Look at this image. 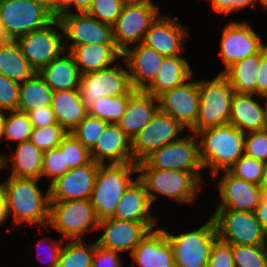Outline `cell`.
<instances>
[{
  "mask_svg": "<svg viewBox=\"0 0 267 267\" xmlns=\"http://www.w3.org/2000/svg\"><path fill=\"white\" fill-rule=\"evenodd\" d=\"M37 179L9 176L2 184L8 216L11 214L16 225L23 222L48 226L50 199L49 190L43 194L37 186Z\"/></svg>",
  "mask_w": 267,
  "mask_h": 267,
  "instance_id": "6da1fadb",
  "label": "cell"
},
{
  "mask_svg": "<svg viewBox=\"0 0 267 267\" xmlns=\"http://www.w3.org/2000/svg\"><path fill=\"white\" fill-rule=\"evenodd\" d=\"M194 135L201 137L200 159L203 167H210L213 176L229 170L245 153V133L233 124L205 128Z\"/></svg>",
  "mask_w": 267,
  "mask_h": 267,
  "instance_id": "7a4b0ae2",
  "label": "cell"
},
{
  "mask_svg": "<svg viewBox=\"0 0 267 267\" xmlns=\"http://www.w3.org/2000/svg\"><path fill=\"white\" fill-rule=\"evenodd\" d=\"M135 172H138L136 163L100 164L90 196L99 221L114 216L118 202L134 181L130 175Z\"/></svg>",
  "mask_w": 267,
  "mask_h": 267,
  "instance_id": "3957f363",
  "label": "cell"
},
{
  "mask_svg": "<svg viewBox=\"0 0 267 267\" xmlns=\"http://www.w3.org/2000/svg\"><path fill=\"white\" fill-rule=\"evenodd\" d=\"M137 165L138 172H143L138 177L145 184L151 203L156 199L154 193L178 202L193 203L197 191L201 190L203 180L200 173L153 169L145 161Z\"/></svg>",
  "mask_w": 267,
  "mask_h": 267,
  "instance_id": "277c9868",
  "label": "cell"
},
{
  "mask_svg": "<svg viewBox=\"0 0 267 267\" xmlns=\"http://www.w3.org/2000/svg\"><path fill=\"white\" fill-rule=\"evenodd\" d=\"M198 88L200 103L192 133L229 123L234 90L227 78L219 73L211 81H198Z\"/></svg>",
  "mask_w": 267,
  "mask_h": 267,
  "instance_id": "5b68a950",
  "label": "cell"
},
{
  "mask_svg": "<svg viewBox=\"0 0 267 267\" xmlns=\"http://www.w3.org/2000/svg\"><path fill=\"white\" fill-rule=\"evenodd\" d=\"M98 224L90 199L50 201L48 225L61 232L66 240H82L81 234L98 229Z\"/></svg>",
  "mask_w": 267,
  "mask_h": 267,
  "instance_id": "8992f818",
  "label": "cell"
},
{
  "mask_svg": "<svg viewBox=\"0 0 267 267\" xmlns=\"http://www.w3.org/2000/svg\"><path fill=\"white\" fill-rule=\"evenodd\" d=\"M55 18L37 0H0V19L12 40L47 26Z\"/></svg>",
  "mask_w": 267,
  "mask_h": 267,
  "instance_id": "52a82bcc",
  "label": "cell"
},
{
  "mask_svg": "<svg viewBox=\"0 0 267 267\" xmlns=\"http://www.w3.org/2000/svg\"><path fill=\"white\" fill-rule=\"evenodd\" d=\"M165 232L173 249L175 267H207L213 242L217 238L212 217L197 230L180 235Z\"/></svg>",
  "mask_w": 267,
  "mask_h": 267,
  "instance_id": "ba28073f",
  "label": "cell"
},
{
  "mask_svg": "<svg viewBox=\"0 0 267 267\" xmlns=\"http://www.w3.org/2000/svg\"><path fill=\"white\" fill-rule=\"evenodd\" d=\"M158 6L151 0L128 1L112 25L113 40L124 52L128 44L142 43L151 23L158 17Z\"/></svg>",
  "mask_w": 267,
  "mask_h": 267,
  "instance_id": "9c48e42d",
  "label": "cell"
},
{
  "mask_svg": "<svg viewBox=\"0 0 267 267\" xmlns=\"http://www.w3.org/2000/svg\"><path fill=\"white\" fill-rule=\"evenodd\" d=\"M78 90L87 110L102 97L133 95L136 92L131 86L129 71L119 65L81 74Z\"/></svg>",
  "mask_w": 267,
  "mask_h": 267,
  "instance_id": "30bf717a",
  "label": "cell"
},
{
  "mask_svg": "<svg viewBox=\"0 0 267 267\" xmlns=\"http://www.w3.org/2000/svg\"><path fill=\"white\" fill-rule=\"evenodd\" d=\"M211 217L220 240L231 245H267V235L254 212L216 210Z\"/></svg>",
  "mask_w": 267,
  "mask_h": 267,
  "instance_id": "8fae6325",
  "label": "cell"
},
{
  "mask_svg": "<svg viewBox=\"0 0 267 267\" xmlns=\"http://www.w3.org/2000/svg\"><path fill=\"white\" fill-rule=\"evenodd\" d=\"M52 26H59L57 17L47 26L16 39L23 55L35 72H39L53 59L66 52L65 48L69 42L66 40L64 44V37L53 29Z\"/></svg>",
  "mask_w": 267,
  "mask_h": 267,
  "instance_id": "7c38bea8",
  "label": "cell"
},
{
  "mask_svg": "<svg viewBox=\"0 0 267 267\" xmlns=\"http://www.w3.org/2000/svg\"><path fill=\"white\" fill-rule=\"evenodd\" d=\"M185 128L170 115L158 111L152 120L131 140L132 160L138 164L155 150L181 137Z\"/></svg>",
  "mask_w": 267,
  "mask_h": 267,
  "instance_id": "4fadbf2b",
  "label": "cell"
},
{
  "mask_svg": "<svg viewBox=\"0 0 267 267\" xmlns=\"http://www.w3.org/2000/svg\"><path fill=\"white\" fill-rule=\"evenodd\" d=\"M151 168L200 173L203 169L199 143L195 137L187 135L155 150L144 160Z\"/></svg>",
  "mask_w": 267,
  "mask_h": 267,
  "instance_id": "5bb4252c",
  "label": "cell"
},
{
  "mask_svg": "<svg viewBox=\"0 0 267 267\" xmlns=\"http://www.w3.org/2000/svg\"><path fill=\"white\" fill-rule=\"evenodd\" d=\"M59 28L71 40L67 51L77 45L84 44H115L112 25L99 21L87 12L61 13L58 17Z\"/></svg>",
  "mask_w": 267,
  "mask_h": 267,
  "instance_id": "9a60e30c",
  "label": "cell"
},
{
  "mask_svg": "<svg viewBox=\"0 0 267 267\" xmlns=\"http://www.w3.org/2000/svg\"><path fill=\"white\" fill-rule=\"evenodd\" d=\"M265 46L250 24L229 22L222 31L220 56L225 69L220 74H223L234 63L260 52Z\"/></svg>",
  "mask_w": 267,
  "mask_h": 267,
  "instance_id": "2e32d148",
  "label": "cell"
},
{
  "mask_svg": "<svg viewBox=\"0 0 267 267\" xmlns=\"http://www.w3.org/2000/svg\"><path fill=\"white\" fill-rule=\"evenodd\" d=\"M159 108L165 114L178 121L185 129L195 126L200 94L198 81L185 82L184 84L164 92L158 97Z\"/></svg>",
  "mask_w": 267,
  "mask_h": 267,
  "instance_id": "e0dca14e",
  "label": "cell"
},
{
  "mask_svg": "<svg viewBox=\"0 0 267 267\" xmlns=\"http://www.w3.org/2000/svg\"><path fill=\"white\" fill-rule=\"evenodd\" d=\"M99 166V163L91 160L55 179L48 189L50 201L90 199Z\"/></svg>",
  "mask_w": 267,
  "mask_h": 267,
  "instance_id": "ac0fdd59",
  "label": "cell"
},
{
  "mask_svg": "<svg viewBox=\"0 0 267 267\" xmlns=\"http://www.w3.org/2000/svg\"><path fill=\"white\" fill-rule=\"evenodd\" d=\"M100 227L105 228L102 236L96 240L100 247L117 252L129 251L130 254L151 230L143 222L127 221L113 217L100 220L98 228Z\"/></svg>",
  "mask_w": 267,
  "mask_h": 267,
  "instance_id": "d6986e66",
  "label": "cell"
},
{
  "mask_svg": "<svg viewBox=\"0 0 267 267\" xmlns=\"http://www.w3.org/2000/svg\"><path fill=\"white\" fill-rule=\"evenodd\" d=\"M218 182L221 202L216 210L254 212L264 194L261 186L233 176L228 170Z\"/></svg>",
  "mask_w": 267,
  "mask_h": 267,
  "instance_id": "ffe728a7",
  "label": "cell"
},
{
  "mask_svg": "<svg viewBox=\"0 0 267 267\" xmlns=\"http://www.w3.org/2000/svg\"><path fill=\"white\" fill-rule=\"evenodd\" d=\"M122 57L136 91H145L153 83L164 60V56L143 43H137L133 49L128 47Z\"/></svg>",
  "mask_w": 267,
  "mask_h": 267,
  "instance_id": "44dd1931",
  "label": "cell"
},
{
  "mask_svg": "<svg viewBox=\"0 0 267 267\" xmlns=\"http://www.w3.org/2000/svg\"><path fill=\"white\" fill-rule=\"evenodd\" d=\"M178 18L158 15L147 30L143 44L156 50L162 56H181L183 42L188 33L186 27L178 23Z\"/></svg>",
  "mask_w": 267,
  "mask_h": 267,
  "instance_id": "7402d4cb",
  "label": "cell"
},
{
  "mask_svg": "<svg viewBox=\"0 0 267 267\" xmlns=\"http://www.w3.org/2000/svg\"><path fill=\"white\" fill-rule=\"evenodd\" d=\"M140 267H175L173 249L165 229H151L130 254Z\"/></svg>",
  "mask_w": 267,
  "mask_h": 267,
  "instance_id": "603a6c76",
  "label": "cell"
},
{
  "mask_svg": "<svg viewBox=\"0 0 267 267\" xmlns=\"http://www.w3.org/2000/svg\"><path fill=\"white\" fill-rule=\"evenodd\" d=\"M91 159L99 164L134 163L131 140L118 124H108L95 146L90 150Z\"/></svg>",
  "mask_w": 267,
  "mask_h": 267,
  "instance_id": "cb8c5ba5",
  "label": "cell"
},
{
  "mask_svg": "<svg viewBox=\"0 0 267 267\" xmlns=\"http://www.w3.org/2000/svg\"><path fill=\"white\" fill-rule=\"evenodd\" d=\"M152 203L143 181L137 177L125 190L118 202L113 218L125 219L127 221L143 222L151 229L155 228L156 218L151 216L150 207Z\"/></svg>",
  "mask_w": 267,
  "mask_h": 267,
  "instance_id": "d4e9b609",
  "label": "cell"
},
{
  "mask_svg": "<svg viewBox=\"0 0 267 267\" xmlns=\"http://www.w3.org/2000/svg\"><path fill=\"white\" fill-rule=\"evenodd\" d=\"M159 110L158 98L145 91H136L129 98L125 113L118 125L127 137L132 140Z\"/></svg>",
  "mask_w": 267,
  "mask_h": 267,
  "instance_id": "484cf974",
  "label": "cell"
},
{
  "mask_svg": "<svg viewBox=\"0 0 267 267\" xmlns=\"http://www.w3.org/2000/svg\"><path fill=\"white\" fill-rule=\"evenodd\" d=\"M64 54L65 52L38 72L53 92L78 90L80 84L81 73L73 55L70 52L66 56Z\"/></svg>",
  "mask_w": 267,
  "mask_h": 267,
  "instance_id": "4316f807",
  "label": "cell"
},
{
  "mask_svg": "<svg viewBox=\"0 0 267 267\" xmlns=\"http://www.w3.org/2000/svg\"><path fill=\"white\" fill-rule=\"evenodd\" d=\"M253 95L234 92L231 100L229 123L243 133L265 129V108Z\"/></svg>",
  "mask_w": 267,
  "mask_h": 267,
  "instance_id": "83f0119b",
  "label": "cell"
},
{
  "mask_svg": "<svg viewBox=\"0 0 267 267\" xmlns=\"http://www.w3.org/2000/svg\"><path fill=\"white\" fill-rule=\"evenodd\" d=\"M73 55L81 74L109 67L123 52L116 44H84L75 46Z\"/></svg>",
  "mask_w": 267,
  "mask_h": 267,
  "instance_id": "f1b7e54d",
  "label": "cell"
},
{
  "mask_svg": "<svg viewBox=\"0 0 267 267\" xmlns=\"http://www.w3.org/2000/svg\"><path fill=\"white\" fill-rule=\"evenodd\" d=\"M16 147L10 159L2 154V168L8 167V162H11V176L39 180L42 177L44 152L30 140L18 143Z\"/></svg>",
  "mask_w": 267,
  "mask_h": 267,
  "instance_id": "f546056e",
  "label": "cell"
},
{
  "mask_svg": "<svg viewBox=\"0 0 267 267\" xmlns=\"http://www.w3.org/2000/svg\"><path fill=\"white\" fill-rule=\"evenodd\" d=\"M52 109L57 123L68 133L88 115L79 90L55 91L52 94Z\"/></svg>",
  "mask_w": 267,
  "mask_h": 267,
  "instance_id": "4dcf8cb0",
  "label": "cell"
},
{
  "mask_svg": "<svg viewBox=\"0 0 267 267\" xmlns=\"http://www.w3.org/2000/svg\"><path fill=\"white\" fill-rule=\"evenodd\" d=\"M191 77L192 71L188 61L181 56H166L157 77L145 92L158 98L164 92L184 84Z\"/></svg>",
  "mask_w": 267,
  "mask_h": 267,
  "instance_id": "1f68e13d",
  "label": "cell"
},
{
  "mask_svg": "<svg viewBox=\"0 0 267 267\" xmlns=\"http://www.w3.org/2000/svg\"><path fill=\"white\" fill-rule=\"evenodd\" d=\"M266 52L267 44L260 52L234 63L223 73L234 92L256 95L259 65Z\"/></svg>",
  "mask_w": 267,
  "mask_h": 267,
  "instance_id": "d6a6232c",
  "label": "cell"
},
{
  "mask_svg": "<svg viewBox=\"0 0 267 267\" xmlns=\"http://www.w3.org/2000/svg\"><path fill=\"white\" fill-rule=\"evenodd\" d=\"M16 40L0 43V74L23 83L35 74Z\"/></svg>",
  "mask_w": 267,
  "mask_h": 267,
  "instance_id": "836d02e7",
  "label": "cell"
},
{
  "mask_svg": "<svg viewBox=\"0 0 267 267\" xmlns=\"http://www.w3.org/2000/svg\"><path fill=\"white\" fill-rule=\"evenodd\" d=\"M53 90L36 72L32 77L20 83L18 110L28 113L31 110L52 105Z\"/></svg>",
  "mask_w": 267,
  "mask_h": 267,
  "instance_id": "e575fe53",
  "label": "cell"
},
{
  "mask_svg": "<svg viewBox=\"0 0 267 267\" xmlns=\"http://www.w3.org/2000/svg\"><path fill=\"white\" fill-rule=\"evenodd\" d=\"M97 241L85 247L82 240H70L62 247L57 267H92Z\"/></svg>",
  "mask_w": 267,
  "mask_h": 267,
  "instance_id": "d590c367",
  "label": "cell"
},
{
  "mask_svg": "<svg viewBox=\"0 0 267 267\" xmlns=\"http://www.w3.org/2000/svg\"><path fill=\"white\" fill-rule=\"evenodd\" d=\"M131 96L102 97L88 109V115L104 120L109 124H118L125 113Z\"/></svg>",
  "mask_w": 267,
  "mask_h": 267,
  "instance_id": "8d00e7d4",
  "label": "cell"
},
{
  "mask_svg": "<svg viewBox=\"0 0 267 267\" xmlns=\"http://www.w3.org/2000/svg\"><path fill=\"white\" fill-rule=\"evenodd\" d=\"M9 112L10 114L5 117L3 137L18 143L30 140L33 127L28 113L19 110Z\"/></svg>",
  "mask_w": 267,
  "mask_h": 267,
  "instance_id": "74e56055",
  "label": "cell"
},
{
  "mask_svg": "<svg viewBox=\"0 0 267 267\" xmlns=\"http://www.w3.org/2000/svg\"><path fill=\"white\" fill-rule=\"evenodd\" d=\"M235 267H267V245H232Z\"/></svg>",
  "mask_w": 267,
  "mask_h": 267,
  "instance_id": "f35d334b",
  "label": "cell"
},
{
  "mask_svg": "<svg viewBox=\"0 0 267 267\" xmlns=\"http://www.w3.org/2000/svg\"><path fill=\"white\" fill-rule=\"evenodd\" d=\"M58 147L64 153L65 166L69 169L85 165L92 160L90 151L71 133L63 137Z\"/></svg>",
  "mask_w": 267,
  "mask_h": 267,
  "instance_id": "ab89813d",
  "label": "cell"
},
{
  "mask_svg": "<svg viewBox=\"0 0 267 267\" xmlns=\"http://www.w3.org/2000/svg\"><path fill=\"white\" fill-rule=\"evenodd\" d=\"M108 124L104 120L87 115L71 134L90 151Z\"/></svg>",
  "mask_w": 267,
  "mask_h": 267,
  "instance_id": "60d3db41",
  "label": "cell"
},
{
  "mask_svg": "<svg viewBox=\"0 0 267 267\" xmlns=\"http://www.w3.org/2000/svg\"><path fill=\"white\" fill-rule=\"evenodd\" d=\"M233 176L260 186L263 178V162L245 153L228 170Z\"/></svg>",
  "mask_w": 267,
  "mask_h": 267,
  "instance_id": "b9f144b4",
  "label": "cell"
},
{
  "mask_svg": "<svg viewBox=\"0 0 267 267\" xmlns=\"http://www.w3.org/2000/svg\"><path fill=\"white\" fill-rule=\"evenodd\" d=\"M67 133L62 126L55 123L46 127L33 128L30 141L45 152L58 147Z\"/></svg>",
  "mask_w": 267,
  "mask_h": 267,
  "instance_id": "7bdbcfd3",
  "label": "cell"
},
{
  "mask_svg": "<svg viewBox=\"0 0 267 267\" xmlns=\"http://www.w3.org/2000/svg\"><path fill=\"white\" fill-rule=\"evenodd\" d=\"M125 3V0H93L87 13L101 22L113 25Z\"/></svg>",
  "mask_w": 267,
  "mask_h": 267,
  "instance_id": "ee69618b",
  "label": "cell"
},
{
  "mask_svg": "<svg viewBox=\"0 0 267 267\" xmlns=\"http://www.w3.org/2000/svg\"><path fill=\"white\" fill-rule=\"evenodd\" d=\"M244 144L246 155L262 162L267 160V129L245 133Z\"/></svg>",
  "mask_w": 267,
  "mask_h": 267,
  "instance_id": "f6af8a7d",
  "label": "cell"
},
{
  "mask_svg": "<svg viewBox=\"0 0 267 267\" xmlns=\"http://www.w3.org/2000/svg\"><path fill=\"white\" fill-rule=\"evenodd\" d=\"M68 170L69 167L65 166L64 153L61 152L59 147L44 152L42 175L51 176V182L63 176Z\"/></svg>",
  "mask_w": 267,
  "mask_h": 267,
  "instance_id": "bcb514c9",
  "label": "cell"
},
{
  "mask_svg": "<svg viewBox=\"0 0 267 267\" xmlns=\"http://www.w3.org/2000/svg\"><path fill=\"white\" fill-rule=\"evenodd\" d=\"M20 83L0 74V110H18Z\"/></svg>",
  "mask_w": 267,
  "mask_h": 267,
  "instance_id": "7dc6e473",
  "label": "cell"
},
{
  "mask_svg": "<svg viewBox=\"0 0 267 267\" xmlns=\"http://www.w3.org/2000/svg\"><path fill=\"white\" fill-rule=\"evenodd\" d=\"M207 267H235L232 245L217 237L213 242Z\"/></svg>",
  "mask_w": 267,
  "mask_h": 267,
  "instance_id": "c3c4849f",
  "label": "cell"
},
{
  "mask_svg": "<svg viewBox=\"0 0 267 267\" xmlns=\"http://www.w3.org/2000/svg\"><path fill=\"white\" fill-rule=\"evenodd\" d=\"M118 253L97 245L93 255L92 267H123Z\"/></svg>",
  "mask_w": 267,
  "mask_h": 267,
  "instance_id": "681fc988",
  "label": "cell"
},
{
  "mask_svg": "<svg viewBox=\"0 0 267 267\" xmlns=\"http://www.w3.org/2000/svg\"><path fill=\"white\" fill-rule=\"evenodd\" d=\"M28 115L33 128L46 127L57 123L52 106L31 110Z\"/></svg>",
  "mask_w": 267,
  "mask_h": 267,
  "instance_id": "f907efd6",
  "label": "cell"
},
{
  "mask_svg": "<svg viewBox=\"0 0 267 267\" xmlns=\"http://www.w3.org/2000/svg\"><path fill=\"white\" fill-rule=\"evenodd\" d=\"M257 0H210L212 8L218 13H234L256 3Z\"/></svg>",
  "mask_w": 267,
  "mask_h": 267,
  "instance_id": "816d5d0a",
  "label": "cell"
},
{
  "mask_svg": "<svg viewBox=\"0 0 267 267\" xmlns=\"http://www.w3.org/2000/svg\"><path fill=\"white\" fill-rule=\"evenodd\" d=\"M267 94V52L261 57L259 71L256 78V95L262 97Z\"/></svg>",
  "mask_w": 267,
  "mask_h": 267,
  "instance_id": "f5cc1de1",
  "label": "cell"
},
{
  "mask_svg": "<svg viewBox=\"0 0 267 267\" xmlns=\"http://www.w3.org/2000/svg\"><path fill=\"white\" fill-rule=\"evenodd\" d=\"M41 242L39 241L38 242V245H40ZM47 258L50 260L48 262V267H57L58 265V260H59V257H60V253H61V250H62V247H63V241L61 240L60 242H53V244L51 243V245H48L47 246ZM38 248V246H37ZM46 252V251H45ZM40 260L44 261L43 258H41V253L39 252V254L37 255ZM44 256V255H43Z\"/></svg>",
  "mask_w": 267,
  "mask_h": 267,
  "instance_id": "db71d44e",
  "label": "cell"
},
{
  "mask_svg": "<svg viewBox=\"0 0 267 267\" xmlns=\"http://www.w3.org/2000/svg\"><path fill=\"white\" fill-rule=\"evenodd\" d=\"M254 214L261 225L262 231L267 235V193L263 194Z\"/></svg>",
  "mask_w": 267,
  "mask_h": 267,
  "instance_id": "11a10c76",
  "label": "cell"
},
{
  "mask_svg": "<svg viewBox=\"0 0 267 267\" xmlns=\"http://www.w3.org/2000/svg\"><path fill=\"white\" fill-rule=\"evenodd\" d=\"M93 0H71L70 5H74L78 13L88 12Z\"/></svg>",
  "mask_w": 267,
  "mask_h": 267,
  "instance_id": "9f6ffc18",
  "label": "cell"
},
{
  "mask_svg": "<svg viewBox=\"0 0 267 267\" xmlns=\"http://www.w3.org/2000/svg\"><path fill=\"white\" fill-rule=\"evenodd\" d=\"M71 0H55V16L58 17L61 13H70Z\"/></svg>",
  "mask_w": 267,
  "mask_h": 267,
  "instance_id": "6f0895ef",
  "label": "cell"
},
{
  "mask_svg": "<svg viewBox=\"0 0 267 267\" xmlns=\"http://www.w3.org/2000/svg\"><path fill=\"white\" fill-rule=\"evenodd\" d=\"M8 218L7 206L5 196L2 190V184H0V225Z\"/></svg>",
  "mask_w": 267,
  "mask_h": 267,
  "instance_id": "680465c9",
  "label": "cell"
},
{
  "mask_svg": "<svg viewBox=\"0 0 267 267\" xmlns=\"http://www.w3.org/2000/svg\"><path fill=\"white\" fill-rule=\"evenodd\" d=\"M263 170V178L260 186L263 189V192L267 193V160L263 162Z\"/></svg>",
  "mask_w": 267,
  "mask_h": 267,
  "instance_id": "91938a15",
  "label": "cell"
},
{
  "mask_svg": "<svg viewBox=\"0 0 267 267\" xmlns=\"http://www.w3.org/2000/svg\"><path fill=\"white\" fill-rule=\"evenodd\" d=\"M55 15V0H37Z\"/></svg>",
  "mask_w": 267,
  "mask_h": 267,
  "instance_id": "94428289",
  "label": "cell"
},
{
  "mask_svg": "<svg viewBox=\"0 0 267 267\" xmlns=\"http://www.w3.org/2000/svg\"><path fill=\"white\" fill-rule=\"evenodd\" d=\"M9 40H11V39L7 36V33L4 29L2 20L0 19V43L7 42Z\"/></svg>",
  "mask_w": 267,
  "mask_h": 267,
  "instance_id": "6125c7cd",
  "label": "cell"
},
{
  "mask_svg": "<svg viewBox=\"0 0 267 267\" xmlns=\"http://www.w3.org/2000/svg\"><path fill=\"white\" fill-rule=\"evenodd\" d=\"M5 115L3 110H0V140L3 139V130L5 125Z\"/></svg>",
  "mask_w": 267,
  "mask_h": 267,
  "instance_id": "be15d7a7",
  "label": "cell"
},
{
  "mask_svg": "<svg viewBox=\"0 0 267 267\" xmlns=\"http://www.w3.org/2000/svg\"><path fill=\"white\" fill-rule=\"evenodd\" d=\"M262 97L266 99L264 108H265V129H267V94Z\"/></svg>",
  "mask_w": 267,
  "mask_h": 267,
  "instance_id": "e7e4bbea",
  "label": "cell"
},
{
  "mask_svg": "<svg viewBox=\"0 0 267 267\" xmlns=\"http://www.w3.org/2000/svg\"><path fill=\"white\" fill-rule=\"evenodd\" d=\"M260 2L261 6L267 9V0H257Z\"/></svg>",
  "mask_w": 267,
  "mask_h": 267,
  "instance_id": "03108f58",
  "label": "cell"
},
{
  "mask_svg": "<svg viewBox=\"0 0 267 267\" xmlns=\"http://www.w3.org/2000/svg\"><path fill=\"white\" fill-rule=\"evenodd\" d=\"M0 169H2V154H0Z\"/></svg>",
  "mask_w": 267,
  "mask_h": 267,
  "instance_id": "003e7915",
  "label": "cell"
}]
</instances>
